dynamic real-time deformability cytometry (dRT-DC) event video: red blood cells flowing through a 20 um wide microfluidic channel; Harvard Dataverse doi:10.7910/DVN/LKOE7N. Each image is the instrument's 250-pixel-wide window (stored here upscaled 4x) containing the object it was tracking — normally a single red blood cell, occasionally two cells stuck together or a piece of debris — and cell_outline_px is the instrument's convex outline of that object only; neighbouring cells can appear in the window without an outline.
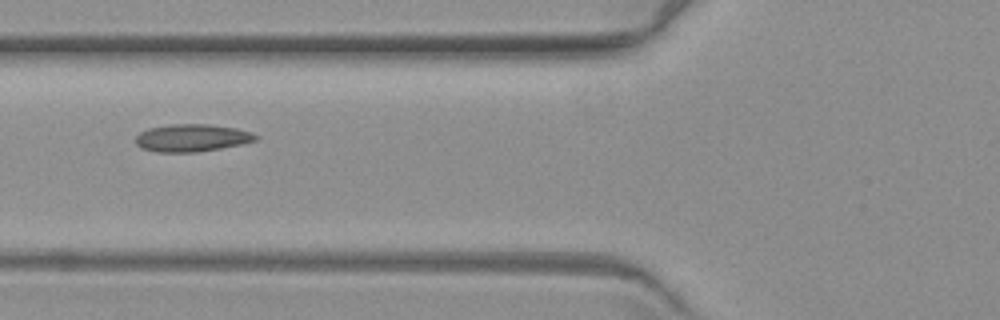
{"species": "common noctule bat (a hibernating species)", "species_latin": "Nyctalus noctula", "temperature_condition": "warm", "stored_images_in_passage": 2, "camera_frame_rate_fps": 3000, "um_per_image_px": 0.085, "animal": {"sex": "female", "body_mass_g": 19.3, "forearm_length_mm": 54.1}, "frame": {"image": 1, "passage_image": 2, "time_ms": 1.0, "image_size_px": [1000, 320], "cell_outline_px": [[256, 140], [240, 144], [220, 148], [196, 152], [156, 152], [140, 148], [136, 144], [136, 136], [140, 132], [148, 128], [172, 124], [208, 124], [236, 128], [252, 132], [256, 136]], "centroid_in_image_um": [16.26, 11.72], "position_along_channel_um": 109.5, "area_um2": 19.13}}